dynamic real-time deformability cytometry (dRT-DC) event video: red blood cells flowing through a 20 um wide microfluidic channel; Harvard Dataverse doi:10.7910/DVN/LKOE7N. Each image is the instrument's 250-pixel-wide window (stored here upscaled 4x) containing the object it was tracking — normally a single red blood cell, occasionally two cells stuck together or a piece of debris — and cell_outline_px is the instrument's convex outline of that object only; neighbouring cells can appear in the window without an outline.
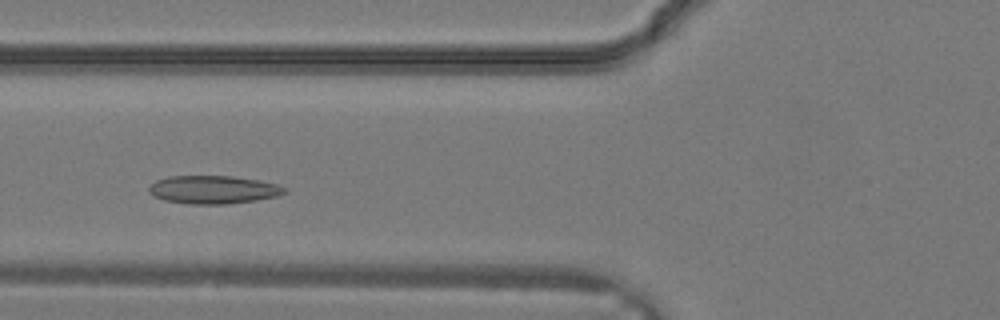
{"species": "common noctule bat (a hibernating species)", "species_latin": "Nyctalus noctula", "temperature_condition": "warm", "stored_images_in_passage": 24, "camera_frame_rate_fps": 3000, "um_per_image_px": 0.085, "animal": {"sex": "male", "body_mass_g": 19.2, "forearm_length_mm": 51.8}, "frame": {"image": 1, "passage_image": 7, "time_ms": 2.0, "image_size_px": [1000, 320], "cell_outline_px": [[288, 192], [276, 196], [256, 200], [228, 204], [188, 204], [164, 200], [152, 196], [148, 192], [148, 188], [156, 180], [168, 176], [232, 176], [260, 180], [276, 184], [288, 188]], "centroid_in_image_um": [18.13, 16.12], "position_along_channel_um": 107.7, "area_um2": 22.43}}
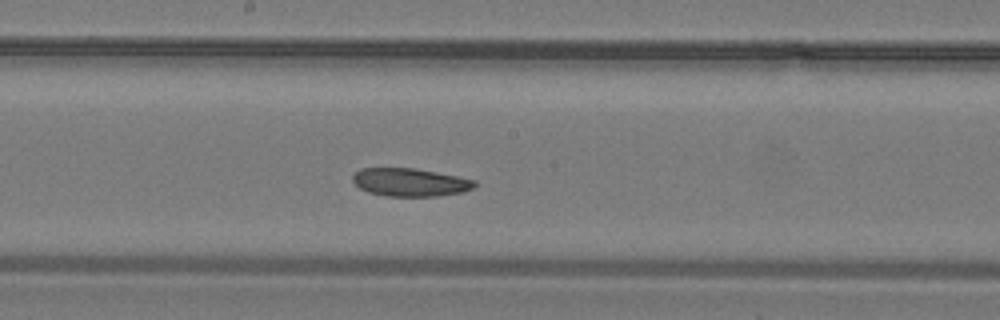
{"frame": {"image": 2, "passage_image": 12, "time_ms": 3.667, "image_size_px": [1000, 320], "cell_outline_px": [[476, 184], [472, 188], [464, 192], [436, 196], [388, 196], [368, 192], [360, 188], [352, 180], [352, 176], [360, 168], [412, 168], [436, 172], [476, 180]], "centroid_in_image_um": [34.85, 15.49], "position_along_channel_um": 213.3, "area_um2": 19.83}}
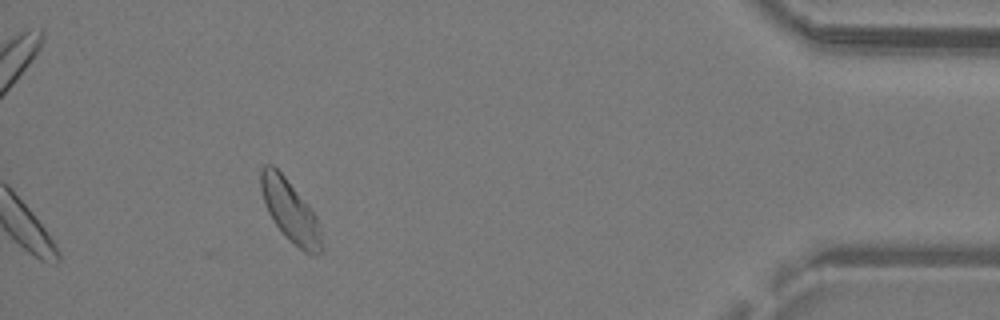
{"frame": {"image": 3, "passage_image": 24, "time_ms": 7.667, "image_size_px": [1000, 320], "cell_outline_px": [[324, 248], [316, 256], [312, 256], [304, 252], [272, 220], [268, 212], [260, 188], [260, 168], [264, 164], [272, 164], [284, 176], [308, 204], [316, 216]], "centroid_in_image_um": [24.67, 17.91], "position_along_channel_um": 410.5, "area_um2": 21.5}}